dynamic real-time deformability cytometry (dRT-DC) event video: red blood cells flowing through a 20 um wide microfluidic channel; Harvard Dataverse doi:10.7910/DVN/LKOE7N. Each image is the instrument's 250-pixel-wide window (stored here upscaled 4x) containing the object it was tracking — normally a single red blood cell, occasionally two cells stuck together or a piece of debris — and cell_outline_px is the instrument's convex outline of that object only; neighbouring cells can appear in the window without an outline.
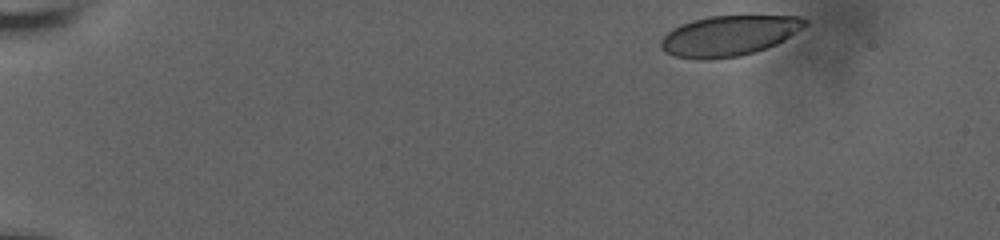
{"species": "human", "species_latin": "Homo sapiens", "temperature_condition": "room temperature", "stored_images_in_passage": 15, "camera_frame_rate_fps": 3000, "um_per_image_px": 0.085, "donor": {"sex": "male"}, "frame": {"image": 1, "passage_image": 1, "time_ms": 0.0, "image_size_px": [1000, 240], "cell_outline_px": [[808, 24], [784, 40], [776, 44], [740, 56], [700, 60], [676, 56], [664, 52], [660, 48], [660, 40], [672, 28], [680, 24], [692, 20], [708, 16], [800, 16], [808, 20]], "centroid_in_image_um": [61.93, 3.03], "position_along_channel_um": 23.1, "area_um2": 33.81}}
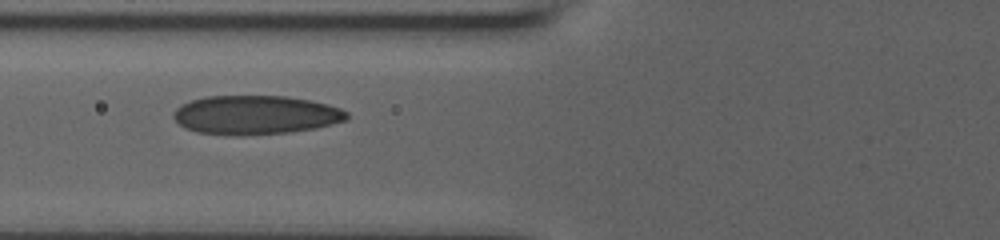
{"frame": {"image": 2, "passage_image": 11, "time_ms": 5.667, "image_size_px": [1000, 240], "cell_outline_px": [[348, 120], [316, 128], [288, 132], [240, 136], [236, 136], [196, 132], [184, 128], [172, 116], [172, 112], [180, 104], [204, 96], [288, 96], [312, 100], [328, 104], [340, 108], [348, 112]], "centroid_in_image_um": [21.71, 9.77], "position_along_channel_um": 104.1, "area_um2": 39.77}}
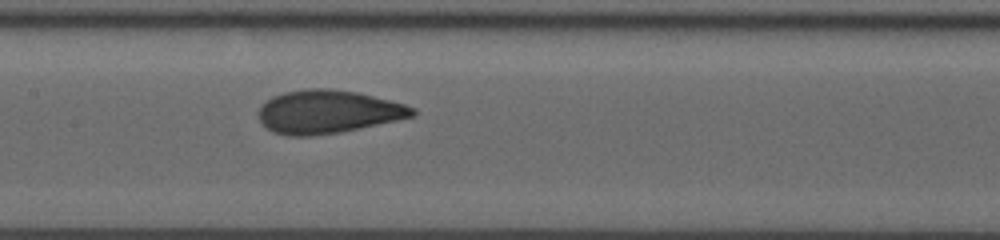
{"frame": {"image": 3, "passage_image": 15, "time_ms": 7.667, "image_size_px": [1000, 240], "cell_outline_px": [[416, 116], [360, 128], [340, 132], [308, 136], [288, 136], [272, 132], [260, 124], [260, 104], [272, 96], [284, 92], [308, 88], [328, 88], [356, 92], [404, 104], [416, 108]], "centroid_in_image_um": [27.85, 9.5], "position_along_channel_um": 179.6, "area_um2": 38.84}}